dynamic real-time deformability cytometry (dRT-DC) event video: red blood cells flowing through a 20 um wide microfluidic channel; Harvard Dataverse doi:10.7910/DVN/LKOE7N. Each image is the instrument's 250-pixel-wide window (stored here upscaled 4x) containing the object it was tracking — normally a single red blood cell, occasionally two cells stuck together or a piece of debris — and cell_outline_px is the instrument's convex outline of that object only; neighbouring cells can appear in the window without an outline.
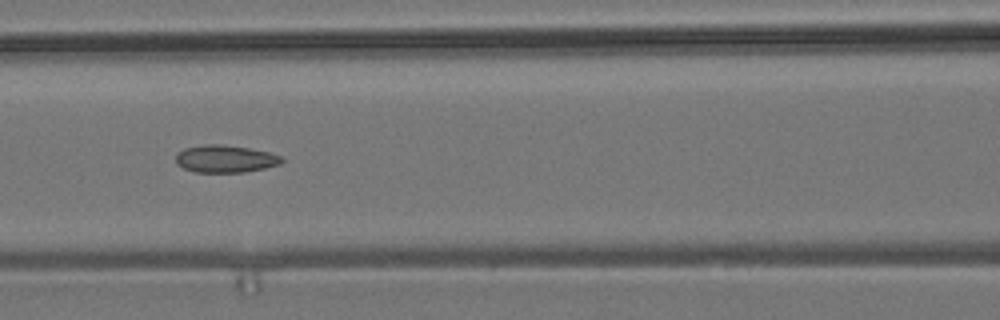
{"species": "common noctule bat (a hibernating species)", "species_latin": "Nyctalus noctula", "temperature_condition": "room temperature", "stored_images_in_passage": 7, "camera_frame_rate_fps": 3000, "um_per_image_px": 0.085, "animal": {"sex": "male", "body_mass_g": 19.2, "forearm_length_mm": 51.8}, "frame": {"image": 1, "passage_image": 5, "time_ms": 4.667, "image_size_px": [1000, 320], "cell_outline_px": [[284, 160], [280, 164], [264, 168], [244, 172], [196, 172], [184, 168], [176, 164], [176, 156], [184, 148], [204, 144], [220, 144], [248, 148], [268, 152], [280, 156]], "centroid_in_image_um": [19.14, 13.5], "position_along_channel_um": 147.5, "area_um2": 16.76}}
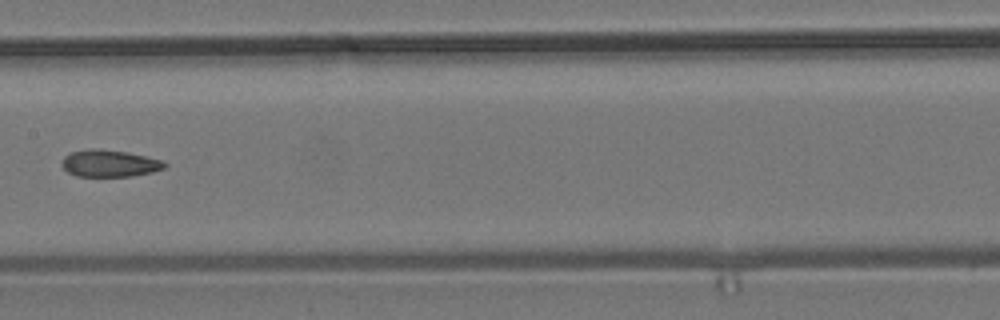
{"frame": {"image": 2, "passage_image": 6, "time_ms": 6.0, "image_size_px": [1000, 320], "cell_outline_px": [[168, 164], [164, 168], [152, 172], [132, 176], [76, 176], [68, 172], [60, 164], [64, 156], [72, 152], [92, 148], [100, 148], [128, 152], [164, 160]], "centroid_in_image_um": [9.32, 13.88], "position_along_channel_um": 198.1, "area_um2": 16.3}}
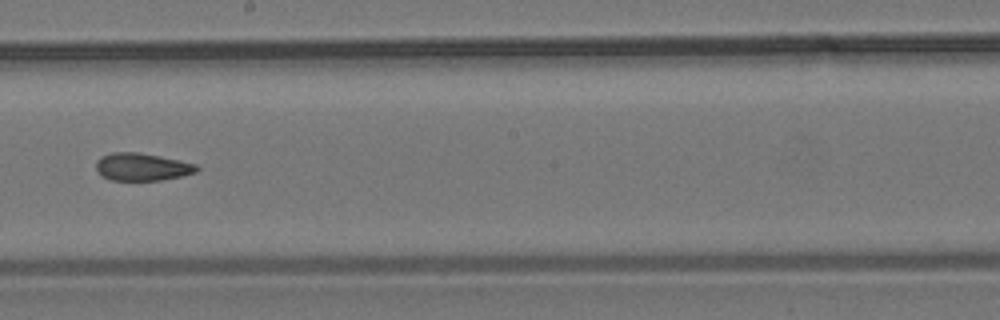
{"frame": {"image": 3, "passage_image": 7, "time_ms": 7.0, "image_size_px": [1000, 320], "cell_outline_px": [[200, 168], [196, 172], [184, 176], [160, 180], [112, 180], [100, 176], [96, 168], [96, 160], [100, 156], [112, 152], [136, 152], [160, 156], [196, 164]], "centroid_in_image_um": [12.05, 14.18], "position_along_channel_um": 236.1, "area_um2": 16.3}}